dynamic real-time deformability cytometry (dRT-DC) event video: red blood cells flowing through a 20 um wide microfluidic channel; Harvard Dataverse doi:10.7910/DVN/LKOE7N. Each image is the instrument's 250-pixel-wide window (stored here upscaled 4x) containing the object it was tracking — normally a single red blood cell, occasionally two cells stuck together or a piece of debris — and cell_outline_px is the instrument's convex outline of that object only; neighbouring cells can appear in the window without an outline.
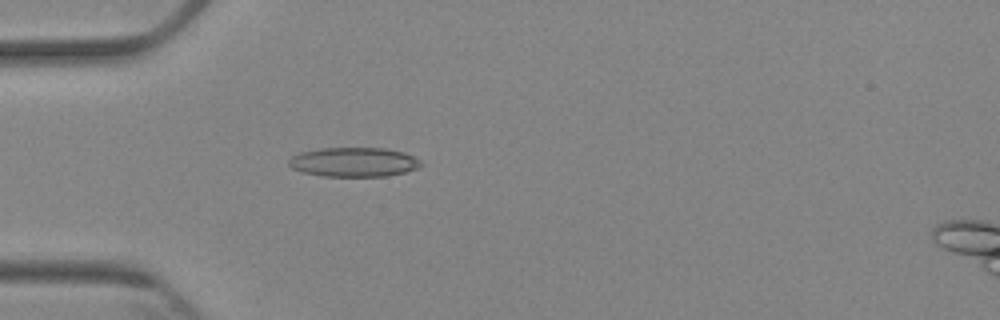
{"species": "Egyptian fruit bat (a non-hibernating species)", "species_latin": "Rousettus aegyptiacus", "temperature_condition": "cold", "stored_images_in_passage": 5, "camera_frame_rate_fps": 3000, "um_per_image_px": 0.085, "animal": {"sex": "female"}, "frame": {"image": 1, "passage_image": 5, "time_ms": 4.667, "image_size_px": [1000, 320], "cell_outline_px": [[424, 164], [416, 168], [404, 172], [388, 176], [324, 176], [304, 172], [292, 168], [288, 164], [288, 160], [292, 156], [300, 152], [320, 148], [384, 148], [404, 152], [420, 160]], "centroid_in_image_um": [30.07, 13.77], "position_along_channel_um": 54.9, "area_um2": 22.54}}